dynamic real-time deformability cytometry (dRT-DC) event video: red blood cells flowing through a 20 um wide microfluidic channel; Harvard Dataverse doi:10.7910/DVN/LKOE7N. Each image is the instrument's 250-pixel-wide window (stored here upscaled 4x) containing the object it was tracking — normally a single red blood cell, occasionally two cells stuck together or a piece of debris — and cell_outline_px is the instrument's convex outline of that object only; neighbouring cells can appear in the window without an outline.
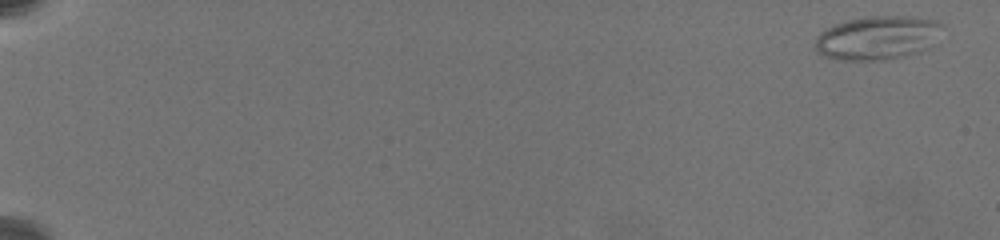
{"species": "common noctule bat (a hibernating species)", "species_latin": "Nyctalus noctula", "temperature_condition": "warm", "stored_images_in_passage": 16, "camera_frame_rate_fps": 3000, "um_per_image_px": 0.085, "animal": {"sex": "female", "body_mass_g": 19.5, "forearm_length_mm": 54.1}, "frame": {"image": 1, "passage_image": 1, "time_ms": 0.0, "image_size_px": [1000, 240], "cell_outline_px": [[944, 24], [924, 48], [920, 52], [888, 60], [840, 60], [824, 56], [816, 52], [816, 36], [820, 32], [836, 24], [848, 20], [868, 16], [908, 16], [936, 20]], "centroid_in_image_um": [74.52, 3.21], "position_along_channel_um": 10.5, "area_um2": 31.96}}
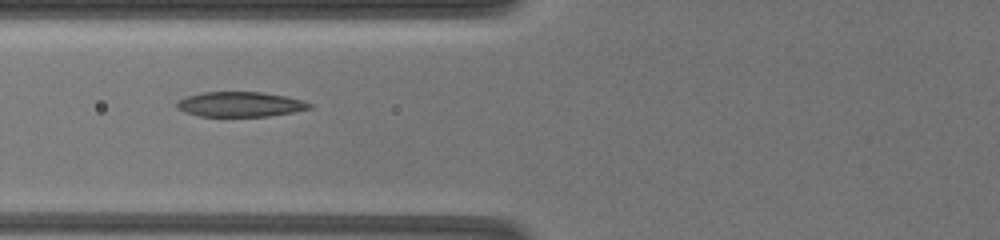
{"frame": {"image": 2, "passage_image": 9, "time_ms": 9.0, "image_size_px": [1000, 240], "cell_outline_px": [[312, 108], [292, 112], [268, 116], [200, 116], [184, 112], [176, 108], [176, 100], [184, 96], [200, 92], [264, 92], [288, 96], [304, 100], [312, 104]], "centroid_in_image_um": [20.39, 8.85], "position_along_channel_um": 105.4, "area_um2": 19.59}}
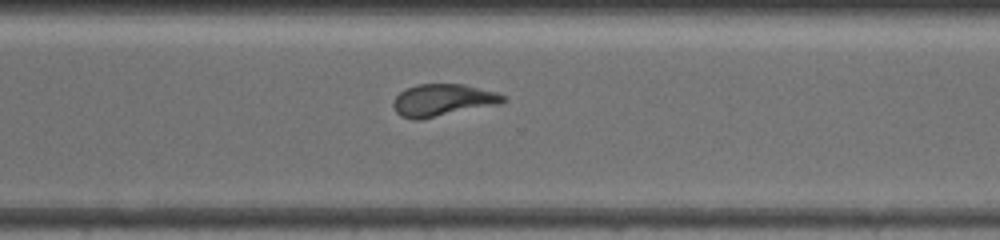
{"frame": {"image": 3, "passage_image": 16, "time_ms": 15.667, "image_size_px": [1000, 240], "cell_outline_px": [[508, 100], [496, 104], [420, 120], [412, 120], [400, 116], [396, 112], [392, 104], [392, 100], [400, 92], [416, 84], [464, 84], [496, 92], [508, 96]], "centroid_in_image_um": [37.61, 8.51], "position_along_channel_um": 333.0, "area_um2": 20.58}}